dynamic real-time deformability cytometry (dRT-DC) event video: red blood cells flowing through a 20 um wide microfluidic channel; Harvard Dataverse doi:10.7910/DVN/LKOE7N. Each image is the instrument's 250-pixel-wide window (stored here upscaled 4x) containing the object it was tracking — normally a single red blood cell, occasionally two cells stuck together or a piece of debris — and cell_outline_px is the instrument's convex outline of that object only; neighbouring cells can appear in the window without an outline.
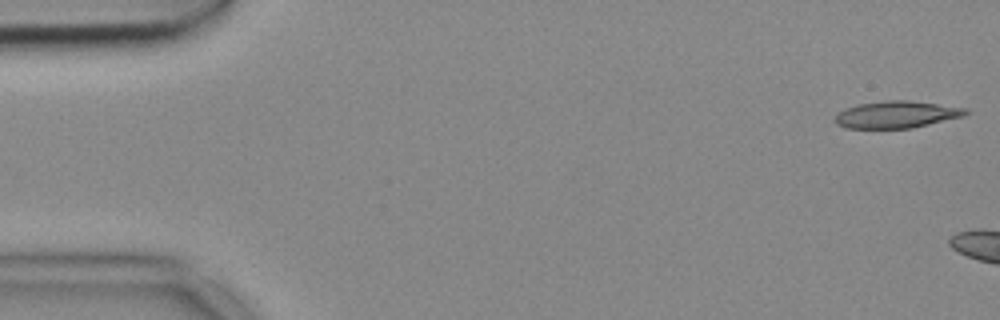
{"species": "common noctule bat (a hibernating species)", "species_latin": "Nyctalus noctula", "temperature_condition": "cold", "stored_images_in_passage": 7, "camera_frame_rate_fps": 3000, "um_per_image_px": 0.085, "animal": {"sex": "female", "body_mass_g": 18.4}, "frame": {"image": 1, "passage_image": 1, "time_ms": 0.0, "image_size_px": [1000, 320], "cell_outline_px": [[968, 112], [964, 116], [912, 128], [844, 128], [836, 124], [836, 116], [844, 108], [856, 104], [888, 100], [908, 100], [968, 108]], "centroid_in_image_um": [76.21, 9.73], "position_along_channel_um": 8.8, "area_um2": 20.52}}